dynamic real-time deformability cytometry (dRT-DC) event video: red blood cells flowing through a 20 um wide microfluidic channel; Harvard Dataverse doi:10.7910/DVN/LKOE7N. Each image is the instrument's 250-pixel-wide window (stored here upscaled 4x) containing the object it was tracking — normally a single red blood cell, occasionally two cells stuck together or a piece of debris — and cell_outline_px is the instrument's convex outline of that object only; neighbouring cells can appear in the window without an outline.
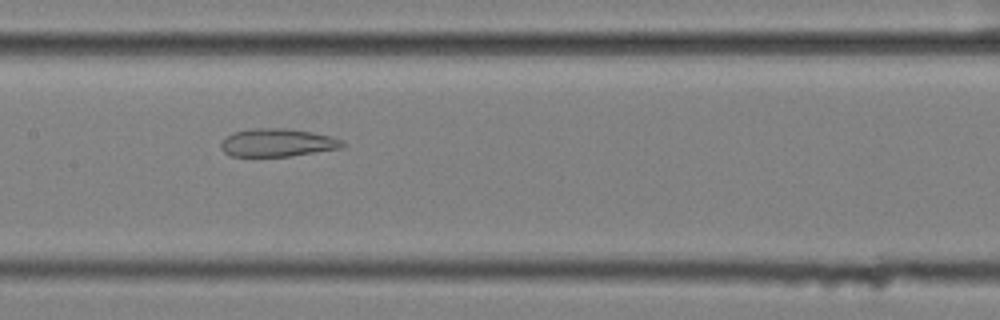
{"species": "common noctule bat (a hibernating species)", "species_latin": "Nyctalus noctula", "temperature_condition": "cold", "stored_images_in_passage": 58, "segment_of_instrument_passage": [2, 2], "camera_frame_rate_fps": 3000, "um_per_image_px": 0.085, "animal": {"sex": "female", "body_mass_g": 25.1}, "frame": {"image": 1, "passage_image": 29, "time_ms": 9.333, "image_size_px": [1000, 320], "cell_outline_px": [[348, 144], [344, 148], [288, 156], [232, 156], [224, 152], [220, 148], [220, 144], [232, 132], [252, 128], [284, 128], [312, 132], [332, 136]], "centroid_in_image_um": [23.61, 12.12], "position_along_channel_um": 183.8, "area_um2": 19.88}}
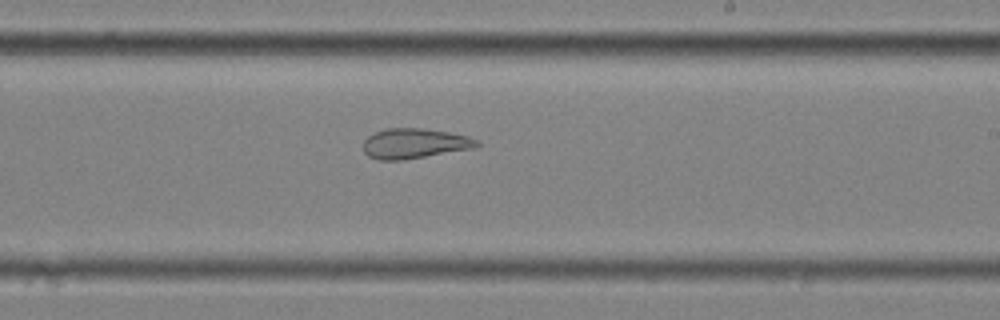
{"frame": {"image": 2, "passage_image": 35, "time_ms": 11.333, "image_size_px": [1000, 320], "cell_outline_px": [[480, 144], [476, 148], [404, 160], [380, 160], [368, 156], [364, 152], [364, 140], [368, 136], [384, 128], [424, 128], [448, 132], [468, 136], [480, 140]], "centroid_in_image_um": [35.27, 12.19], "position_along_channel_um": 253.7, "area_um2": 20.11}}
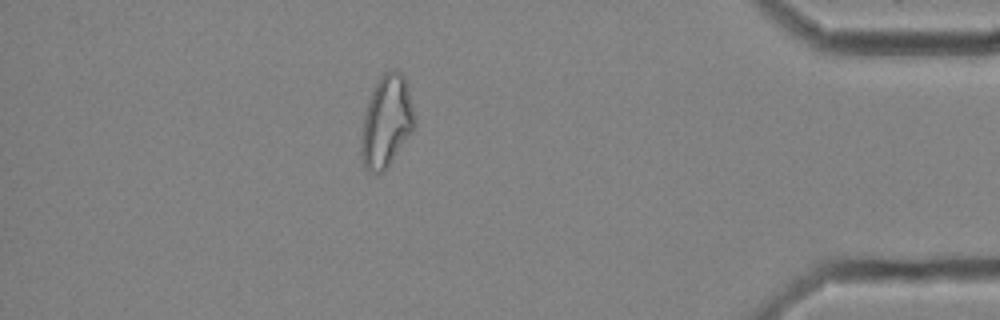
{"frame": {"image": 3, "passage_image": 51, "time_ms": 16.667, "image_size_px": [1000, 320], "cell_outline_px": [[416, 128], [384, 172], [376, 176], [368, 172], [364, 168], [360, 156], [360, 140], [364, 116], [372, 88], [380, 76], [384, 72], [400, 72], [404, 76], [412, 104], [416, 124]], "centroid_in_image_um": [32.83, 10.42], "position_along_channel_um": 402.4, "area_um2": 28.96}}